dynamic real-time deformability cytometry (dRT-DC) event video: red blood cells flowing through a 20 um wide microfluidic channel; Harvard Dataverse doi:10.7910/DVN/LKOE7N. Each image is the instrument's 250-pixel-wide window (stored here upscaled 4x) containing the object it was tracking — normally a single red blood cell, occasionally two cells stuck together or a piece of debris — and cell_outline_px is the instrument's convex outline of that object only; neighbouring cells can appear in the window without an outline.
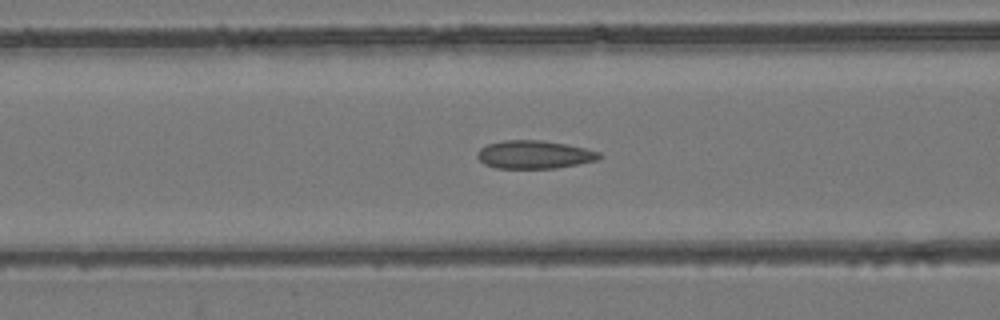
{"species": "common noctule bat (a hibernating species)", "species_latin": "Nyctalus noctula", "temperature_condition": "room temperature", "stored_images_in_passage": 53, "camera_frame_rate_fps": 3000, "um_per_image_px": 0.085, "animal": {"sex": "female", "body_mass_g": 24.6, "forearm_length_mm": 56.2}, "frame": {"image": 1, "passage_image": 22, "time_ms": 7.0, "image_size_px": [1000, 320], "cell_outline_px": [[604, 156], [596, 160], [556, 168], [496, 168], [484, 164], [476, 156], [480, 148], [488, 144], [504, 140], [540, 140], [564, 144], [584, 148], [600, 152]], "centroid_in_image_um": [45.4, 13.14], "position_along_channel_um": 121.2, "area_um2": 19.83}}
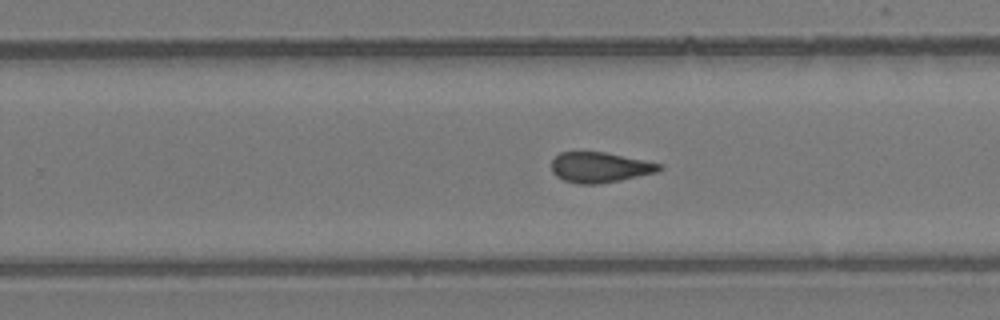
{"frame": {"image": 2, "passage_image": 34, "time_ms": 11.0, "image_size_px": [1000, 320], "cell_outline_px": [[664, 168], [656, 172], [620, 180], [600, 184], [580, 184], [564, 180], [556, 176], [552, 172], [552, 160], [560, 152], [604, 152], [664, 164]], "centroid_in_image_um": [51.0, 14.22], "position_along_channel_um": 278.8, "area_um2": 19.02}}
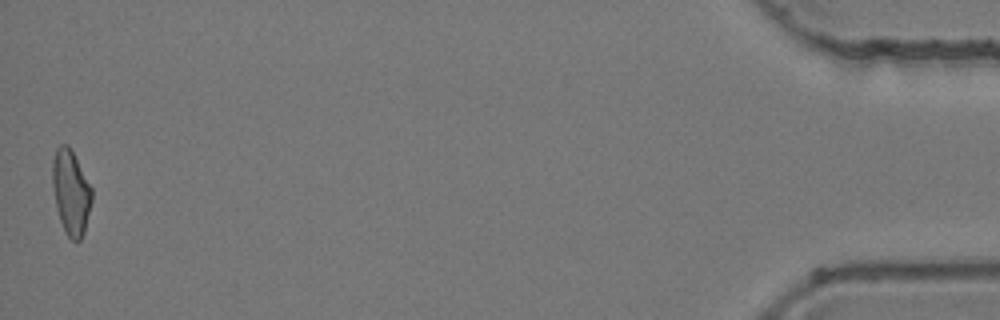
{"frame": {"image": 3, "passage_image": 53, "time_ms": 17.333, "image_size_px": [1000, 320], "cell_outline_px": [[92, 200], [84, 232], [80, 240], [72, 240], [68, 236], [60, 220], [56, 204], [52, 184], [52, 160], [56, 148], [60, 144], [68, 144], [92, 188]], "centroid_in_image_um": [6.02, 16.31], "position_along_channel_um": 429.2, "area_um2": 19.19}, "authors_computed_cell_mechanics": {"area_um2": 19.7676, "velocity_mm_per_s": 3.9517, "shape_relaxation_time_tau1_ms": null, "shape_relaxation_time_tau2_ms": 2.6069, "deformation_change_tau1": null, "deformation_change_tau2": 0.1019}}